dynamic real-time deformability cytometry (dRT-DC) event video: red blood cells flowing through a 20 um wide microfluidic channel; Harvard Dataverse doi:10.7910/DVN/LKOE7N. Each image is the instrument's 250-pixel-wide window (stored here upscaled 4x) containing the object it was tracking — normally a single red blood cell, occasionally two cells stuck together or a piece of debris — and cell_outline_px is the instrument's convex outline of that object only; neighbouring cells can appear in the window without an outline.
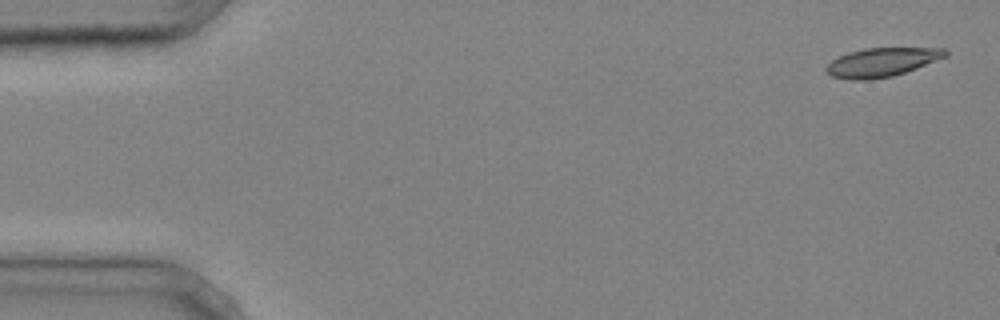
{"species": "common noctule bat (a hibernating species)", "species_latin": "Nyctalus noctula", "temperature_condition": "cold", "stored_images_in_passage": 5, "segment_of_instrument_passage": [2, 2], "camera_frame_rate_fps": 3000, "um_per_image_px": 0.085, "animal": {"sex": "male", "body_mass_g": 20.4}, "frame": {"image": 1, "passage_image": 5, "time_ms": 1.333, "image_size_px": [1000, 320], "cell_outline_px": [[948, 56], [916, 68], [892, 76], [868, 80], [852, 80], [832, 76], [824, 68], [832, 60], [848, 52], [864, 48], [944, 48], [948, 52]], "centroid_in_image_um": [74.95, 5.28], "position_along_channel_um": 10.0, "area_um2": 19.88}}